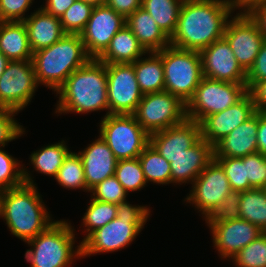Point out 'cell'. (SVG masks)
Masks as SVG:
<instances>
[{
    "instance_id": "cell-14",
    "label": "cell",
    "mask_w": 266,
    "mask_h": 267,
    "mask_svg": "<svg viewBox=\"0 0 266 267\" xmlns=\"http://www.w3.org/2000/svg\"><path fill=\"white\" fill-rule=\"evenodd\" d=\"M126 19L105 3L95 6L80 33L86 53L91 59H98L108 48L111 39L125 25Z\"/></svg>"
},
{
    "instance_id": "cell-8",
    "label": "cell",
    "mask_w": 266,
    "mask_h": 267,
    "mask_svg": "<svg viewBox=\"0 0 266 267\" xmlns=\"http://www.w3.org/2000/svg\"><path fill=\"white\" fill-rule=\"evenodd\" d=\"M99 136L118 161L137 158L149 144V134L133 115L104 116L100 122Z\"/></svg>"
},
{
    "instance_id": "cell-50",
    "label": "cell",
    "mask_w": 266,
    "mask_h": 267,
    "mask_svg": "<svg viewBox=\"0 0 266 267\" xmlns=\"http://www.w3.org/2000/svg\"><path fill=\"white\" fill-rule=\"evenodd\" d=\"M232 10L242 9L240 13H249L256 5L266 0H227Z\"/></svg>"
},
{
    "instance_id": "cell-51",
    "label": "cell",
    "mask_w": 266,
    "mask_h": 267,
    "mask_svg": "<svg viewBox=\"0 0 266 267\" xmlns=\"http://www.w3.org/2000/svg\"><path fill=\"white\" fill-rule=\"evenodd\" d=\"M9 62L10 60L2 52H0V77L4 73Z\"/></svg>"
},
{
    "instance_id": "cell-49",
    "label": "cell",
    "mask_w": 266,
    "mask_h": 267,
    "mask_svg": "<svg viewBox=\"0 0 266 267\" xmlns=\"http://www.w3.org/2000/svg\"><path fill=\"white\" fill-rule=\"evenodd\" d=\"M257 148L258 152L266 156V111H259Z\"/></svg>"
},
{
    "instance_id": "cell-40",
    "label": "cell",
    "mask_w": 266,
    "mask_h": 267,
    "mask_svg": "<svg viewBox=\"0 0 266 267\" xmlns=\"http://www.w3.org/2000/svg\"><path fill=\"white\" fill-rule=\"evenodd\" d=\"M90 192H92L91 198L95 200L114 203L121 207L131 205L126 201L128 194L125 192L123 186L117 180L115 175L100 182L93 187Z\"/></svg>"
},
{
    "instance_id": "cell-2",
    "label": "cell",
    "mask_w": 266,
    "mask_h": 267,
    "mask_svg": "<svg viewBox=\"0 0 266 267\" xmlns=\"http://www.w3.org/2000/svg\"><path fill=\"white\" fill-rule=\"evenodd\" d=\"M24 184L0 192V217L11 233L27 242L45 231L55 221L45 208L34 180L24 168Z\"/></svg>"
},
{
    "instance_id": "cell-29",
    "label": "cell",
    "mask_w": 266,
    "mask_h": 267,
    "mask_svg": "<svg viewBox=\"0 0 266 267\" xmlns=\"http://www.w3.org/2000/svg\"><path fill=\"white\" fill-rule=\"evenodd\" d=\"M69 149L64 140L56 144L45 146L30 155L33 168L44 175L54 178L63 164L64 158L68 155Z\"/></svg>"
},
{
    "instance_id": "cell-31",
    "label": "cell",
    "mask_w": 266,
    "mask_h": 267,
    "mask_svg": "<svg viewBox=\"0 0 266 267\" xmlns=\"http://www.w3.org/2000/svg\"><path fill=\"white\" fill-rule=\"evenodd\" d=\"M240 218L262 229L266 224V191L264 188H253L242 191Z\"/></svg>"
},
{
    "instance_id": "cell-52",
    "label": "cell",
    "mask_w": 266,
    "mask_h": 267,
    "mask_svg": "<svg viewBox=\"0 0 266 267\" xmlns=\"http://www.w3.org/2000/svg\"><path fill=\"white\" fill-rule=\"evenodd\" d=\"M81 1H83L85 3H89L93 6H98V5L104 4V0H81Z\"/></svg>"
},
{
    "instance_id": "cell-17",
    "label": "cell",
    "mask_w": 266,
    "mask_h": 267,
    "mask_svg": "<svg viewBox=\"0 0 266 267\" xmlns=\"http://www.w3.org/2000/svg\"><path fill=\"white\" fill-rule=\"evenodd\" d=\"M256 113L252 98L247 92L238 102L224 111L205 117L201 122V138L213 147L235 128Z\"/></svg>"
},
{
    "instance_id": "cell-28",
    "label": "cell",
    "mask_w": 266,
    "mask_h": 267,
    "mask_svg": "<svg viewBox=\"0 0 266 267\" xmlns=\"http://www.w3.org/2000/svg\"><path fill=\"white\" fill-rule=\"evenodd\" d=\"M184 0H142V6L156 21L157 26L170 38L178 22Z\"/></svg>"
},
{
    "instance_id": "cell-1",
    "label": "cell",
    "mask_w": 266,
    "mask_h": 267,
    "mask_svg": "<svg viewBox=\"0 0 266 267\" xmlns=\"http://www.w3.org/2000/svg\"><path fill=\"white\" fill-rule=\"evenodd\" d=\"M232 12L227 0H184L170 46L200 52L224 36Z\"/></svg>"
},
{
    "instance_id": "cell-33",
    "label": "cell",
    "mask_w": 266,
    "mask_h": 267,
    "mask_svg": "<svg viewBox=\"0 0 266 267\" xmlns=\"http://www.w3.org/2000/svg\"><path fill=\"white\" fill-rule=\"evenodd\" d=\"M55 180L59 185L69 189L89 191L84 177V168L79 153L69 152L58 170Z\"/></svg>"
},
{
    "instance_id": "cell-7",
    "label": "cell",
    "mask_w": 266,
    "mask_h": 267,
    "mask_svg": "<svg viewBox=\"0 0 266 267\" xmlns=\"http://www.w3.org/2000/svg\"><path fill=\"white\" fill-rule=\"evenodd\" d=\"M162 62L165 91L187 104L203 78L200 52L168 46L162 49Z\"/></svg>"
},
{
    "instance_id": "cell-36",
    "label": "cell",
    "mask_w": 266,
    "mask_h": 267,
    "mask_svg": "<svg viewBox=\"0 0 266 267\" xmlns=\"http://www.w3.org/2000/svg\"><path fill=\"white\" fill-rule=\"evenodd\" d=\"M241 191H231L219 205L213 206L204 215L208 226H214L217 223H222L234 219H240V204Z\"/></svg>"
},
{
    "instance_id": "cell-53",
    "label": "cell",
    "mask_w": 266,
    "mask_h": 267,
    "mask_svg": "<svg viewBox=\"0 0 266 267\" xmlns=\"http://www.w3.org/2000/svg\"><path fill=\"white\" fill-rule=\"evenodd\" d=\"M261 233L264 234V235H266V224H265V226L261 229Z\"/></svg>"
},
{
    "instance_id": "cell-34",
    "label": "cell",
    "mask_w": 266,
    "mask_h": 267,
    "mask_svg": "<svg viewBox=\"0 0 266 267\" xmlns=\"http://www.w3.org/2000/svg\"><path fill=\"white\" fill-rule=\"evenodd\" d=\"M115 177L121 183L127 194L130 191L141 190L147 184L138 157L119 160L115 169Z\"/></svg>"
},
{
    "instance_id": "cell-44",
    "label": "cell",
    "mask_w": 266,
    "mask_h": 267,
    "mask_svg": "<svg viewBox=\"0 0 266 267\" xmlns=\"http://www.w3.org/2000/svg\"><path fill=\"white\" fill-rule=\"evenodd\" d=\"M266 80V39L261 45L253 66L246 73L247 90L255 83Z\"/></svg>"
},
{
    "instance_id": "cell-5",
    "label": "cell",
    "mask_w": 266,
    "mask_h": 267,
    "mask_svg": "<svg viewBox=\"0 0 266 267\" xmlns=\"http://www.w3.org/2000/svg\"><path fill=\"white\" fill-rule=\"evenodd\" d=\"M149 208L129 205L121 207L117 217L95 230L82 244V258L87 255L115 252L130 245L144 227Z\"/></svg>"
},
{
    "instance_id": "cell-30",
    "label": "cell",
    "mask_w": 266,
    "mask_h": 267,
    "mask_svg": "<svg viewBox=\"0 0 266 267\" xmlns=\"http://www.w3.org/2000/svg\"><path fill=\"white\" fill-rule=\"evenodd\" d=\"M147 183H171L170 163L149 143L138 156Z\"/></svg>"
},
{
    "instance_id": "cell-26",
    "label": "cell",
    "mask_w": 266,
    "mask_h": 267,
    "mask_svg": "<svg viewBox=\"0 0 266 267\" xmlns=\"http://www.w3.org/2000/svg\"><path fill=\"white\" fill-rule=\"evenodd\" d=\"M147 54L138 43L136 36L125 24L111 39L105 52L98 60L105 64L134 63Z\"/></svg>"
},
{
    "instance_id": "cell-38",
    "label": "cell",
    "mask_w": 266,
    "mask_h": 267,
    "mask_svg": "<svg viewBox=\"0 0 266 267\" xmlns=\"http://www.w3.org/2000/svg\"><path fill=\"white\" fill-rule=\"evenodd\" d=\"M214 159L222 166L232 191L253 189L246 178V164L242 161V157H214Z\"/></svg>"
},
{
    "instance_id": "cell-15",
    "label": "cell",
    "mask_w": 266,
    "mask_h": 267,
    "mask_svg": "<svg viewBox=\"0 0 266 267\" xmlns=\"http://www.w3.org/2000/svg\"><path fill=\"white\" fill-rule=\"evenodd\" d=\"M192 187L184 201L195 204L197 210L204 215L232 191L222 166L215 159L204 168Z\"/></svg>"
},
{
    "instance_id": "cell-19",
    "label": "cell",
    "mask_w": 266,
    "mask_h": 267,
    "mask_svg": "<svg viewBox=\"0 0 266 267\" xmlns=\"http://www.w3.org/2000/svg\"><path fill=\"white\" fill-rule=\"evenodd\" d=\"M212 230L214 247L222 258L234 257L242 248L261 235V229L244 219H234L214 226Z\"/></svg>"
},
{
    "instance_id": "cell-37",
    "label": "cell",
    "mask_w": 266,
    "mask_h": 267,
    "mask_svg": "<svg viewBox=\"0 0 266 267\" xmlns=\"http://www.w3.org/2000/svg\"><path fill=\"white\" fill-rule=\"evenodd\" d=\"M231 259L237 267H266V235H259Z\"/></svg>"
},
{
    "instance_id": "cell-43",
    "label": "cell",
    "mask_w": 266,
    "mask_h": 267,
    "mask_svg": "<svg viewBox=\"0 0 266 267\" xmlns=\"http://www.w3.org/2000/svg\"><path fill=\"white\" fill-rule=\"evenodd\" d=\"M34 0H0V21H24Z\"/></svg>"
},
{
    "instance_id": "cell-23",
    "label": "cell",
    "mask_w": 266,
    "mask_h": 267,
    "mask_svg": "<svg viewBox=\"0 0 266 267\" xmlns=\"http://www.w3.org/2000/svg\"><path fill=\"white\" fill-rule=\"evenodd\" d=\"M28 32L32 52L51 46L66 33L63 31L60 18L48 14L41 7L23 21Z\"/></svg>"
},
{
    "instance_id": "cell-41",
    "label": "cell",
    "mask_w": 266,
    "mask_h": 267,
    "mask_svg": "<svg viewBox=\"0 0 266 267\" xmlns=\"http://www.w3.org/2000/svg\"><path fill=\"white\" fill-rule=\"evenodd\" d=\"M246 164V178L253 188H264L266 186V156L260 152L242 157Z\"/></svg>"
},
{
    "instance_id": "cell-16",
    "label": "cell",
    "mask_w": 266,
    "mask_h": 267,
    "mask_svg": "<svg viewBox=\"0 0 266 267\" xmlns=\"http://www.w3.org/2000/svg\"><path fill=\"white\" fill-rule=\"evenodd\" d=\"M204 77L246 84V72L238 64L227 40L222 37L200 51Z\"/></svg>"
},
{
    "instance_id": "cell-39",
    "label": "cell",
    "mask_w": 266,
    "mask_h": 267,
    "mask_svg": "<svg viewBox=\"0 0 266 267\" xmlns=\"http://www.w3.org/2000/svg\"><path fill=\"white\" fill-rule=\"evenodd\" d=\"M0 148V192L24 184V168L18 160Z\"/></svg>"
},
{
    "instance_id": "cell-3",
    "label": "cell",
    "mask_w": 266,
    "mask_h": 267,
    "mask_svg": "<svg viewBox=\"0 0 266 267\" xmlns=\"http://www.w3.org/2000/svg\"><path fill=\"white\" fill-rule=\"evenodd\" d=\"M56 93L59 94V101L55 113L108 110L106 64L90 59L75 70Z\"/></svg>"
},
{
    "instance_id": "cell-11",
    "label": "cell",
    "mask_w": 266,
    "mask_h": 267,
    "mask_svg": "<svg viewBox=\"0 0 266 267\" xmlns=\"http://www.w3.org/2000/svg\"><path fill=\"white\" fill-rule=\"evenodd\" d=\"M108 114L132 115L143 94L132 63L106 64Z\"/></svg>"
},
{
    "instance_id": "cell-42",
    "label": "cell",
    "mask_w": 266,
    "mask_h": 267,
    "mask_svg": "<svg viewBox=\"0 0 266 267\" xmlns=\"http://www.w3.org/2000/svg\"><path fill=\"white\" fill-rule=\"evenodd\" d=\"M18 111L0 108V147L24 134L25 129L14 119Z\"/></svg>"
},
{
    "instance_id": "cell-6",
    "label": "cell",
    "mask_w": 266,
    "mask_h": 267,
    "mask_svg": "<svg viewBox=\"0 0 266 267\" xmlns=\"http://www.w3.org/2000/svg\"><path fill=\"white\" fill-rule=\"evenodd\" d=\"M74 238L72 226L65 220H57L26 242L32 248L26 251L25 258L31 267H70L73 258L82 257L80 243L76 251L73 249Z\"/></svg>"
},
{
    "instance_id": "cell-13",
    "label": "cell",
    "mask_w": 266,
    "mask_h": 267,
    "mask_svg": "<svg viewBox=\"0 0 266 267\" xmlns=\"http://www.w3.org/2000/svg\"><path fill=\"white\" fill-rule=\"evenodd\" d=\"M223 37L230 45L238 64L247 73L265 40L257 23L248 13H238L228 20Z\"/></svg>"
},
{
    "instance_id": "cell-21",
    "label": "cell",
    "mask_w": 266,
    "mask_h": 267,
    "mask_svg": "<svg viewBox=\"0 0 266 267\" xmlns=\"http://www.w3.org/2000/svg\"><path fill=\"white\" fill-rule=\"evenodd\" d=\"M214 159V147L200 138L192 147L172 159L171 183L191 184L204 168Z\"/></svg>"
},
{
    "instance_id": "cell-9",
    "label": "cell",
    "mask_w": 266,
    "mask_h": 267,
    "mask_svg": "<svg viewBox=\"0 0 266 267\" xmlns=\"http://www.w3.org/2000/svg\"><path fill=\"white\" fill-rule=\"evenodd\" d=\"M246 93V84L223 82L203 76L193 97L186 104V116L200 123L208 115L226 110Z\"/></svg>"
},
{
    "instance_id": "cell-47",
    "label": "cell",
    "mask_w": 266,
    "mask_h": 267,
    "mask_svg": "<svg viewBox=\"0 0 266 267\" xmlns=\"http://www.w3.org/2000/svg\"><path fill=\"white\" fill-rule=\"evenodd\" d=\"M75 0H46L45 6L41 7L48 14L60 18Z\"/></svg>"
},
{
    "instance_id": "cell-25",
    "label": "cell",
    "mask_w": 266,
    "mask_h": 267,
    "mask_svg": "<svg viewBox=\"0 0 266 267\" xmlns=\"http://www.w3.org/2000/svg\"><path fill=\"white\" fill-rule=\"evenodd\" d=\"M0 52L10 61L32 60L33 52L23 21H0Z\"/></svg>"
},
{
    "instance_id": "cell-35",
    "label": "cell",
    "mask_w": 266,
    "mask_h": 267,
    "mask_svg": "<svg viewBox=\"0 0 266 267\" xmlns=\"http://www.w3.org/2000/svg\"><path fill=\"white\" fill-rule=\"evenodd\" d=\"M94 7L81 0H75L60 17L63 31L66 34H80L84 30Z\"/></svg>"
},
{
    "instance_id": "cell-20",
    "label": "cell",
    "mask_w": 266,
    "mask_h": 267,
    "mask_svg": "<svg viewBox=\"0 0 266 267\" xmlns=\"http://www.w3.org/2000/svg\"><path fill=\"white\" fill-rule=\"evenodd\" d=\"M88 145L83 151H79V155L84 168L87 189L90 191L106 178L115 175L118 160L100 136Z\"/></svg>"
},
{
    "instance_id": "cell-22",
    "label": "cell",
    "mask_w": 266,
    "mask_h": 267,
    "mask_svg": "<svg viewBox=\"0 0 266 267\" xmlns=\"http://www.w3.org/2000/svg\"><path fill=\"white\" fill-rule=\"evenodd\" d=\"M259 111L214 146V157H244L258 152Z\"/></svg>"
},
{
    "instance_id": "cell-45",
    "label": "cell",
    "mask_w": 266,
    "mask_h": 267,
    "mask_svg": "<svg viewBox=\"0 0 266 267\" xmlns=\"http://www.w3.org/2000/svg\"><path fill=\"white\" fill-rule=\"evenodd\" d=\"M104 3L125 19L142 6V0H104Z\"/></svg>"
},
{
    "instance_id": "cell-10",
    "label": "cell",
    "mask_w": 266,
    "mask_h": 267,
    "mask_svg": "<svg viewBox=\"0 0 266 267\" xmlns=\"http://www.w3.org/2000/svg\"><path fill=\"white\" fill-rule=\"evenodd\" d=\"M132 115L150 135L183 122L186 104L167 91L144 94Z\"/></svg>"
},
{
    "instance_id": "cell-46",
    "label": "cell",
    "mask_w": 266,
    "mask_h": 267,
    "mask_svg": "<svg viewBox=\"0 0 266 267\" xmlns=\"http://www.w3.org/2000/svg\"><path fill=\"white\" fill-rule=\"evenodd\" d=\"M247 92L252 98L256 111H266V80L255 82Z\"/></svg>"
},
{
    "instance_id": "cell-32",
    "label": "cell",
    "mask_w": 266,
    "mask_h": 267,
    "mask_svg": "<svg viewBox=\"0 0 266 267\" xmlns=\"http://www.w3.org/2000/svg\"><path fill=\"white\" fill-rule=\"evenodd\" d=\"M120 208L121 206L117 204L102 202L91 198L90 204L82 217L83 225L87 228H85L87 235L80 244H82L95 230L116 218Z\"/></svg>"
},
{
    "instance_id": "cell-12",
    "label": "cell",
    "mask_w": 266,
    "mask_h": 267,
    "mask_svg": "<svg viewBox=\"0 0 266 267\" xmlns=\"http://www.w3.org/2000/svg\"><path fill=\"white\" fill-rule=\"evenodd\" d=\"M32 60L10 61L0 77V108L21 111L37 89Z\"/></svg>"
},
{
    "instance_id": "cell-18",
    "label": "cell",
    "mask_w": 266,
    "mask_h": 267,
    "mask_svg": "<svg viewBox=\"0 0 266 267\" xmlns=\"http://www.w3.org/2000/svg\"><path fill=\"white\" fill-rule=\"evenodd\" d=\"M201 138L200 123L186 118L183 122L149 135V143L169 163Z\"/></svg>"
},
{
    "instance_id": "cell-24",
    "label": "cell",
    "mask_w": 266,
    "mask_h": 267,
    "mask_svg": "<svg viewBox=\"0 0 266 267\" xmlns=\"http://www.w3.org/2000/svg\"><path fill=\"white\" fill-rule=\"evenodd\" d=\"M125 24L147 53L158 52L170 46V38L157 26L154 18L143 7L129 15Z\"/></svg>"
},
{
    "instance_id": "cell-4",
    "label": "cell",
    "mask_w": 266,
    "mask_h": 267,
    "mask_svg": "<svg viewBox=\"0 0 266 267\" xmlns=\"http://www.w3.org/2000/svg\"><path fill=\"white\" fill-rule=\"evenodd\" d=\"M90 59L80 34H65L51 46L33 53L37 84L46 85L55 92L75 70Z\"/></svg>"
},
{
    "instance_id": "cell-27",
    "label": "cell",
    "mask_w": 266,
    "mask_h": 267,
    "mask_svg": "<svg viewBox=\"0 0 266 267\" xmlns=\"http://www.w3.org/2000/svg\"><path fill=\"white\" fill-rule=\"evenodd\" d=\"M149 57L137 59L133 64L136 80L141 93L165 91L162 50L149 52Z\"/></svg>"
},
{
    "instance_id": "cell-48",
    "label": "cell",
    "mask_w": 266,
    "mask_h": 267,
    "mask_svg": "<svg viewBox=\"0 0 266 267\" xmlns=\"http://www.w3.org/2000/svg\"><path fill=\"white\" fill-rule=\"evenodd\" d=\"M248 14L257 23L266 39V2L256 5Z\"/></svg>"
}]
</instances>
